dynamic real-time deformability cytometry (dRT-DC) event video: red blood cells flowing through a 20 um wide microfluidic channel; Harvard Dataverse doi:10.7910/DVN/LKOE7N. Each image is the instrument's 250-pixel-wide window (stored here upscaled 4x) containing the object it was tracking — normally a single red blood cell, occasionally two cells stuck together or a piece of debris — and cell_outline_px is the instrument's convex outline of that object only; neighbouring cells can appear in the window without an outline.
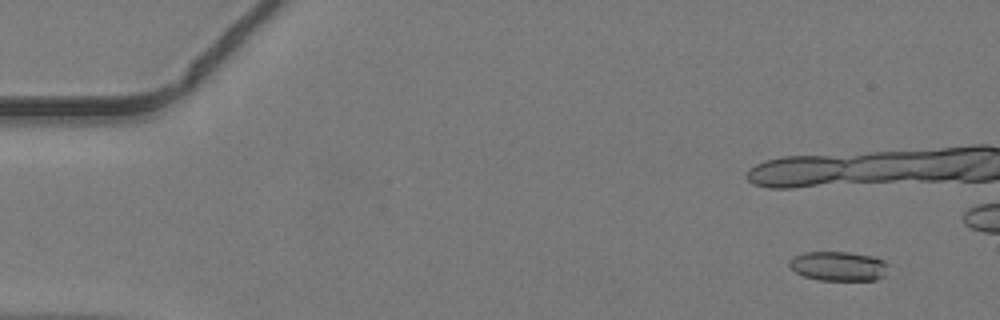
{"species": "common noctule bat (a hibernating species)", "species_latin": "Nyctalus noctula", "temperature_condition": "warm", "stored_images_in_passage": 13, "camera_frame_rate_fps": 3000, "um_per_image_px": 0.085, "animal": {"sex": "male", "body_mass_g": 19.2, "forearm_length_mm": 51.8}, "frame": {"image": 1, "passage_image": 4, "time_ms": 1.0, "image_size_px": [1000, 320], "cell_outline_px": [[888, 264], [884, 276], [876, 280], [816, 280], [804, 276], [796, 272], [788, 264], [788, 260], [792, 256], [804, 252], [848, 252], [872, 256], [884, 260]], "centroid_in_image_um": [71.25, 22.62], "position_along_channel_um": 13.8, "area_um2": 17.11}}